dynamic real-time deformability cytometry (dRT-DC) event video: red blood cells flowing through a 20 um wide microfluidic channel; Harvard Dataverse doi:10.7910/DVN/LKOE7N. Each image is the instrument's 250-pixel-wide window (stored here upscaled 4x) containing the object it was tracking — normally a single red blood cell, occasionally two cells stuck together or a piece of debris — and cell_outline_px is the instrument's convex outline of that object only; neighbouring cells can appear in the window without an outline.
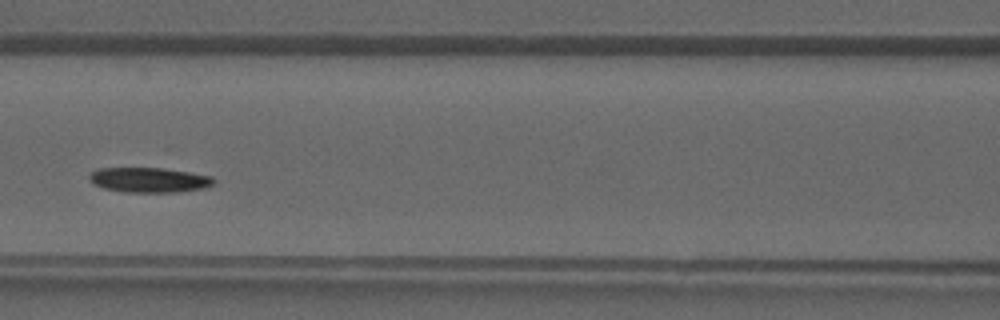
{"species": "common noctule bat (a hibernating species)", "species_latin": "Nyctalus noctula", "temperature_condition": "warm", "stored_images_in_passage": 34, "camera_frame_rate_fps": 3000, "um_per_image_px": 0.085, "animal": {"sex": "male", "forearm_length_mm": 52.5}, "frame": {"image": 1, "passage_image": 11, "time_ms": 3.333, "image_size_px": [1000, 320], "cell_outline_px": [[216, 184], [204, 188], [180, 192], [124, 192], [104, 188], [92, 184], [88, 180], [88, 176], [96, 168], [164, 168], [212, 176], [216, 180]], "centroid_in_image_um": [12.68, 15.3], "position_along_channel_um": 153.9, "area_um2": 18.32}}
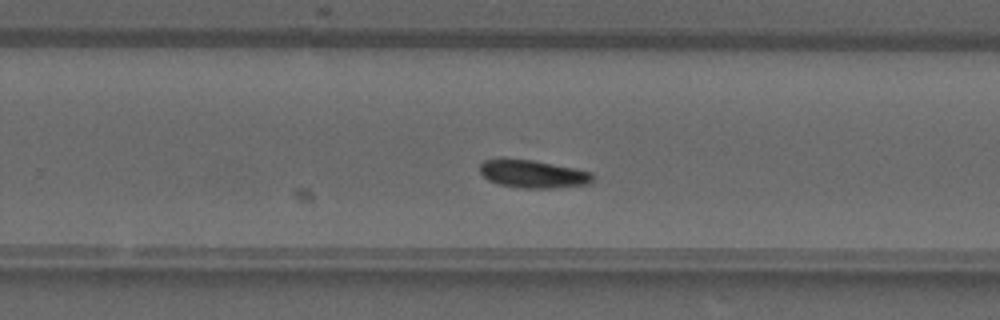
{"frame": {"image": 2, "passage_image": 19, "time_ms": 6.0, "image_size_px": [1000, 320], "cell_outline_px": [[596, 176], [588, 184], [556, 188], [520, 188], [500, 184], [488, 180], [480, 172], [480, 164], [484, 160], [496, 156], [500, 156], [532, 160], [592, 172]], "centroid_in_image_um": [45.25, 14.76], "position_along_channel_um": 284.6, "area_um2": 18.73}}
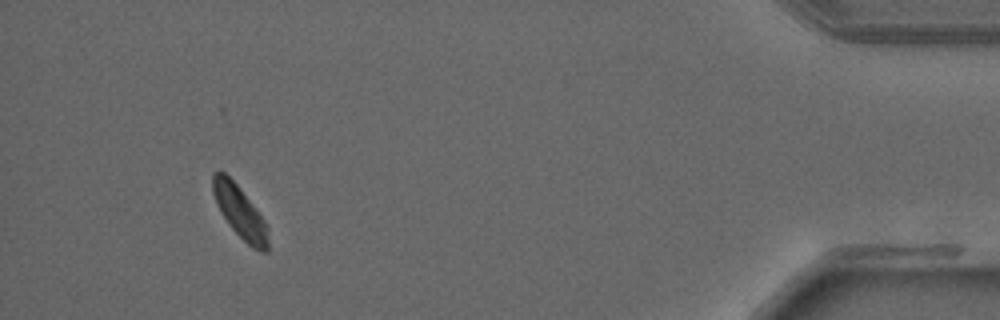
{"frame": {"image": 3, "passage_image": 31, "time_ms": 10.0, "image_size_px": [1000, 320], "cell_outline_px": [[268, 252], [260, 252], [252, 248], [228, 224], [220, 212], [216, 204], [212, 192], [212, 172], [224, 172], [240, 188], [264, 220], [268, 228]], "centroid_in_image_um": [20.38, 18.03], "position_along_channel_um": 414.8, "area_um2": 16.7}}